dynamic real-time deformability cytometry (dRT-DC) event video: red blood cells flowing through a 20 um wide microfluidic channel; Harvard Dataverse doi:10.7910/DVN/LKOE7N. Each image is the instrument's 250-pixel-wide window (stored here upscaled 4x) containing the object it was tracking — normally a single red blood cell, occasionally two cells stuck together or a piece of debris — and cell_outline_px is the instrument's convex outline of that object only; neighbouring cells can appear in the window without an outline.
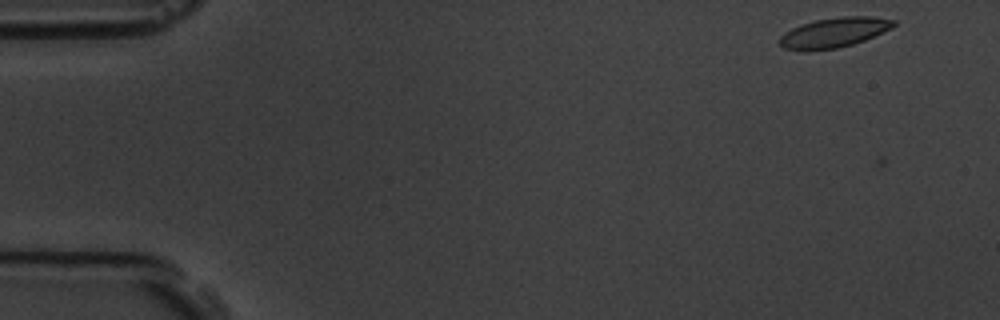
{"species": "common noctule bat (a hibernating species)", "species_latin": "Nyctalus noctula", "temperature_condition": "room temperature", "stored_images_in_passage": 2, "camera_frame_rate_fps": 3000, "um_per_image_px": 0.085, "animal": {"sex": "male", "body_mass_g": 19.5, "forearm_length_mm": 54.6}, "frame": {"image": 1, "passage_image": 1, "time_ms": 0.0, "image_size_px": [1000, 320], "cell_outline_px": [[896, 24], [892, 28], [864, 40], [852, 44], [836, 48], [784, 48], [780, 44], [780, 36], [784, 32], [800, 24], [816, 20], [840, 16], [872, 16], [896, 20]], "centroid_in_image_um": [70.96, 2.71], "position_along_channel_um": 14.0, "area_um2": 19.25}}